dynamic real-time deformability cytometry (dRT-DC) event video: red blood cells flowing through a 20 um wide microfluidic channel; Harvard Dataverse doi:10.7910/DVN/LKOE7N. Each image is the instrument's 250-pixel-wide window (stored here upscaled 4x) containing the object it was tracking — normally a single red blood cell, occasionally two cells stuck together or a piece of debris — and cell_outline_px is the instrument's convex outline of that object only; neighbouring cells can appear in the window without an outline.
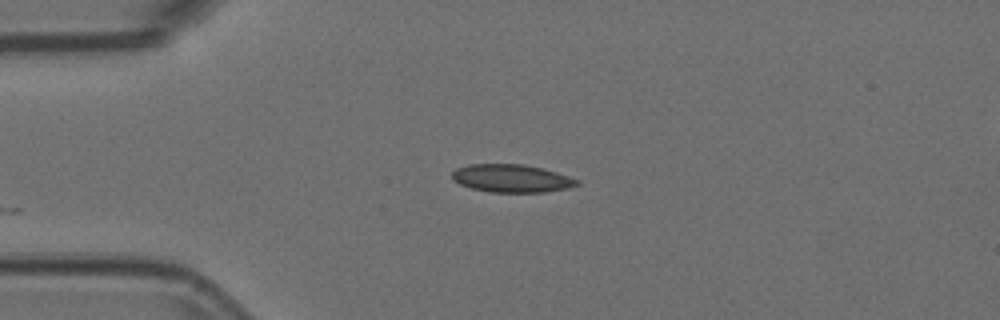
{"species": "Egyptian fruit bat (a non-hibernating species)", "species_latin": "Rousettus aegyptiacus", "temperature_condition": "room temperature", "stored_images_in_passage": 14, "camera_frame_rate_fps": 3000, "um_per_image_px": 0.085, "animal": {"sex": "female"}, "frame": {"image": 1, "passage_image": 1, "time_ms": 0.0, "image_size_px": [1000, 320], "cell_outline_px": [[580, 184], [568, 188], [544, 192], [488, 192], [472, 188], [460, 184], [452, 180], [452, 172], [456, 168], [468, 164], [524, 164], [544, 168], [580, 180]], "centroid_in_image_um": [43.48, 15.15], "position_along_channel_um": 41.5, "area_um2": 20.46}}
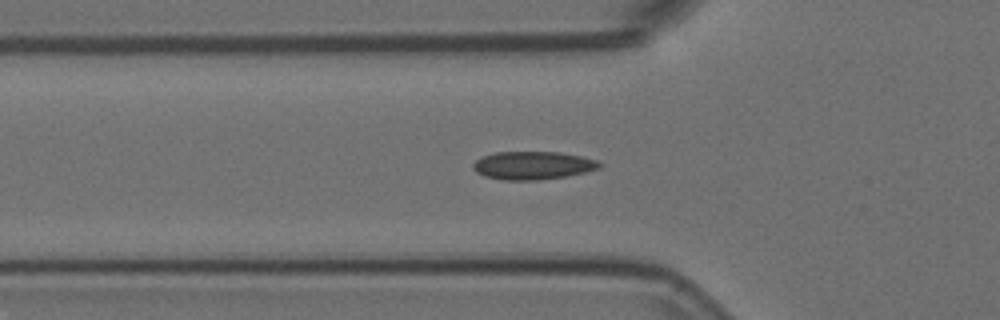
{"frame": {"image": 2, "passage_image": 6, "time_ms": 1.667, "image_size_px": [1000, 320], "cell_outline_px": [[604, 164], [600, 168], [584, 172], [564, 176], [536, 180], [504, 180], [484, 176], [476, 172], [472, 168], [472, 164], [480, 156], [496, 152], [560, 152], [580, 156], [596, 160]], "centroid_in_image_um": [45.25, 14.05], "position_along_channel_um": 80.5, "area_um2": 20.69}}
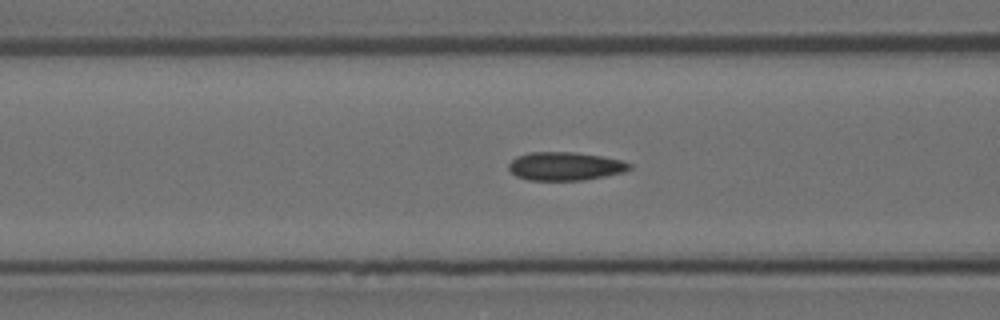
{"frame": {"image": 3, "passage_image": 9, "time_ms": 2.667, "image_size_px": [1000, 320], "cell_outline_px": [[632, 168], [624, 172], [604, 176], [580, 180], [528, 180], [516, 176], [508, 168], [508, 164], [516, 156], [528, 152], [572, 152], [604, 156], [620, 160], [632, 164]], "centroid_in_image_um": [48.03, 14.12], "position_along_channel_um": 118.6, "area_um2": 20.0}}